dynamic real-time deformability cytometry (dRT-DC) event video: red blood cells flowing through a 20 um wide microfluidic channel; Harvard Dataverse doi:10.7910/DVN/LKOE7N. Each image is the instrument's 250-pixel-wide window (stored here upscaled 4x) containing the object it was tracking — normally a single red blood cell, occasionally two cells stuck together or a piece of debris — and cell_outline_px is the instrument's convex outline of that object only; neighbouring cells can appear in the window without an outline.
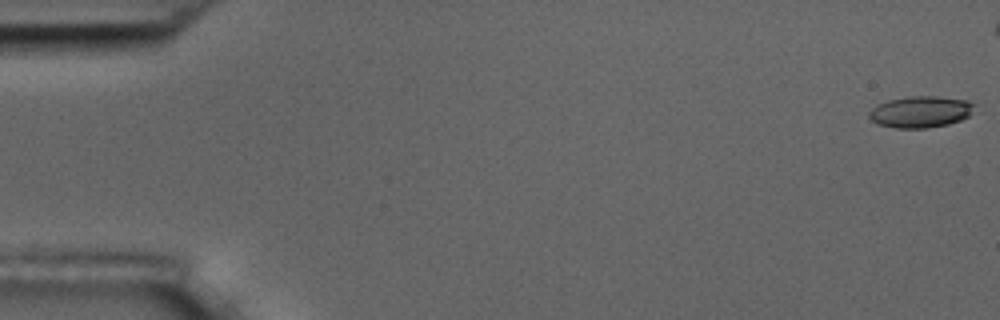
{"species": "common noctule bat (a hibernating species)", "species_latin": "Nyctalus noctula", "temperature_condition": "room temperature", "stored_images_in_passage": 6, "camera_frame_rate_fps": 3000, "um_per_image_px": 0.085, "animal": {"sex": "male", "body_mass_g": 17.5, "forearm_length_mm": 52.3}, "frame": {"image": 1, "passage_image": 1, "time_ms": 0.0, "image_size_px": [1000, 320], "cell_outline_px": [[976, 104], [968, 116], [960, 120], [948, 124], [924, 128], [896, 128], [876, 124], [868, 116], [868, 112], [872, 108], [888, 100], [908, 96], [936, 96], [968, 100]], "centroid_in_image_um": [78.24, 9.5], "position_along_channel_um": 6.8, "area_um2": 19.31}}